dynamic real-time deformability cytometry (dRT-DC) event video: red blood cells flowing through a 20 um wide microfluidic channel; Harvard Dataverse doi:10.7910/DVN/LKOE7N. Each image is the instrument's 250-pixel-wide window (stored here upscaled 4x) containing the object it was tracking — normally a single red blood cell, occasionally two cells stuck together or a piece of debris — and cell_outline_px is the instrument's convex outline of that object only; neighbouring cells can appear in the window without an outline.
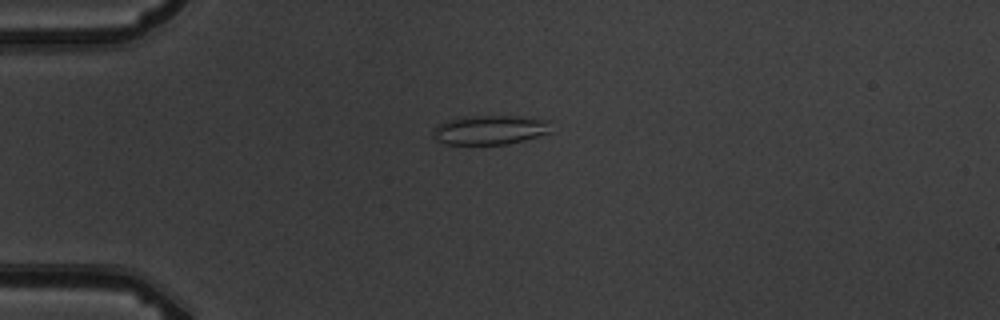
{"species": "common noctule bat (a hibernating species)", "species_latin": "Nyctalus noctula", "temperature_condition": "warm", "stored_images_in_passage": 8, "camera_frame_rate_fps": 3000, "um_per_image_px": 0.085, "animal": {"sex": "male", "body_mass_g": 19.5, "forearm_length_mm": 54.6}, "frame": {"image": 1, "passage_image": 2, "time_ms": 1.0, "image_size_px": [1000, 320], "cell_outline_px": [[552, 132], [524, 140], [508, 144], [444, 144], [436, 140], [432, 132], [436, 124], [460, 116], [520, 116], [548, 120]], "centroid_in_image_um": [41.62, 11.03], "position_along_channel_um": 43.4, "area_um2": 20.35}}
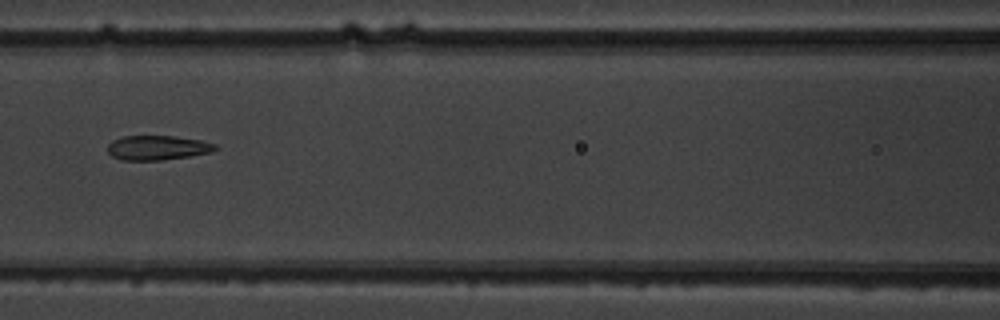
{"frame": {"image": 2, "passage_image": 5, "time_ms": 4.667, "image_size_px": [1000, 320], "cell_outline_px": [[220, 148], [212, 152], [188, 156], [160, 160], [120, 160], [112, 156], [108, 152], [108, 144], [112, 140], [124, 136], [176, 136], [200, 140], [216, 144]], "centroid_in_image_um": [13.4, 12.55], "position_along_channel_um": 153.2, "area_um2": 15.43}}
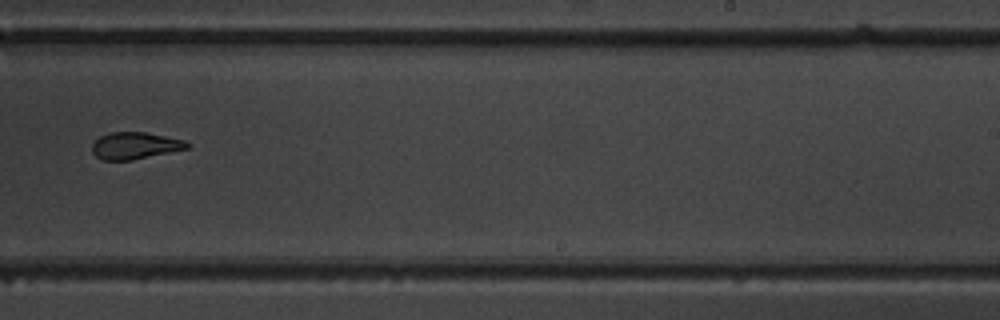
{"frame": {"image": 3, "passage_image": 8, "time_ms": 8.0, "image_size_px": [1000, 320], "cell_outline_px": [[192, 148], [132, 160], [104, 160], [96, 156], [92, 152], [92, 144], [100, 136], [112, 132], [144, 132], [184, 140], [192, 144]], "centroid_in_image_um": [11.52, 12.38], "position_along_channel_um": 277.5, "area_um2": 14.97}}